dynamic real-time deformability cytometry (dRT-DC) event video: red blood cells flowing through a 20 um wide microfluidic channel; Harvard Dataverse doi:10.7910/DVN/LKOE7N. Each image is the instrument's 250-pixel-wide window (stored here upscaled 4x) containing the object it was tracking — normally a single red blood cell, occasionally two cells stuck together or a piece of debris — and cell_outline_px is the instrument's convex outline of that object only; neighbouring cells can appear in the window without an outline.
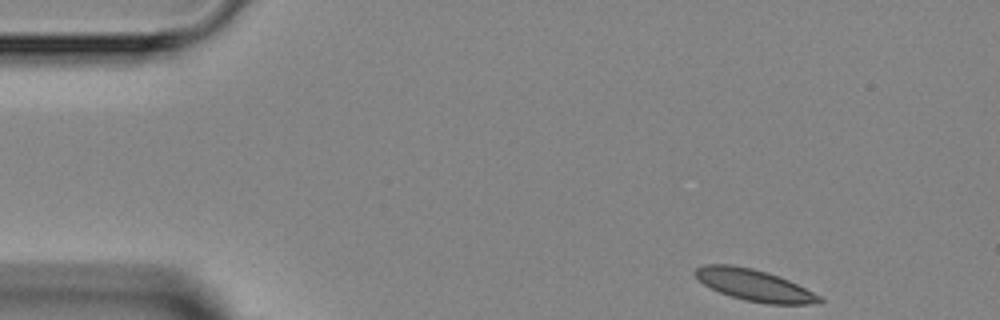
{"species": "Egyptian fruit bat (a non-hibernating species)", "species_latin": "Rousettus aegyptiacus", "temperature_condition": "room temperature", "stored_images_in_passage": 3, "camera_frame_rate_fps": 3000, "um_per_image_px": 0.085, "animal": {"sex": "female"}, "frame": {"image": 1, "passage_image": 1, "time_ms": 0.0, "image_size_px": [1000, 320], "cell_outline_px": [[824, 300], [820, 304], [768, 304], [744, 300], [720, 292], [704, 284], [692, 272], [696, 268], [704, 264], [728, 264], [752, 268], [780, 276], [820, 296]], "centroid_in_image_um": [64.12, 24.24], "position_along_channel_um": 20.9, "area_um2": 22.66}}